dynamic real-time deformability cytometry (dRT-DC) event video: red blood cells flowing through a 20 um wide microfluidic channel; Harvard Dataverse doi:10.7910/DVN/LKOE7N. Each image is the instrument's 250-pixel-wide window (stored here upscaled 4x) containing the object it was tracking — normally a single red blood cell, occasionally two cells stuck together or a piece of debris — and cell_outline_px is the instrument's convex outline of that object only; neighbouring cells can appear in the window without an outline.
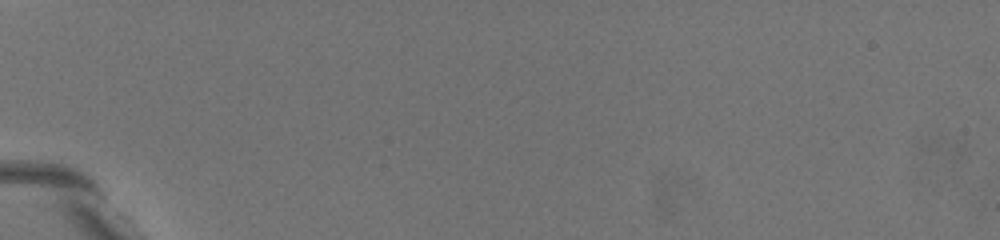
{"species": "common noctule bat (a hibernating species)", "species_latin": "Nyctalus noctula", "temperature_condition": "warm", "stored_images_in_passage": 2, "camera_frame_rate_fps": 3000, "um_per_image_px": 0.085, "animal": {"sex": "female", "body_mass_g": 19.5, "forearm_length_mm": 54.1}, "frame": {"image": 1, "passage_image": 1, "time_ms": 0.0, "image_size_px": [1000, 240], "cell_outline_px": [[176, 208], [164, 204], [120, 168], [116, 160], [112, 144], [116, 140], [124, 144], [136, 152], [160, 180], [176, 200]], "centroid_in_image_um": [12.05, 14.72], "position_along_channel_um": 72.9, "area_um2": 10.23}}